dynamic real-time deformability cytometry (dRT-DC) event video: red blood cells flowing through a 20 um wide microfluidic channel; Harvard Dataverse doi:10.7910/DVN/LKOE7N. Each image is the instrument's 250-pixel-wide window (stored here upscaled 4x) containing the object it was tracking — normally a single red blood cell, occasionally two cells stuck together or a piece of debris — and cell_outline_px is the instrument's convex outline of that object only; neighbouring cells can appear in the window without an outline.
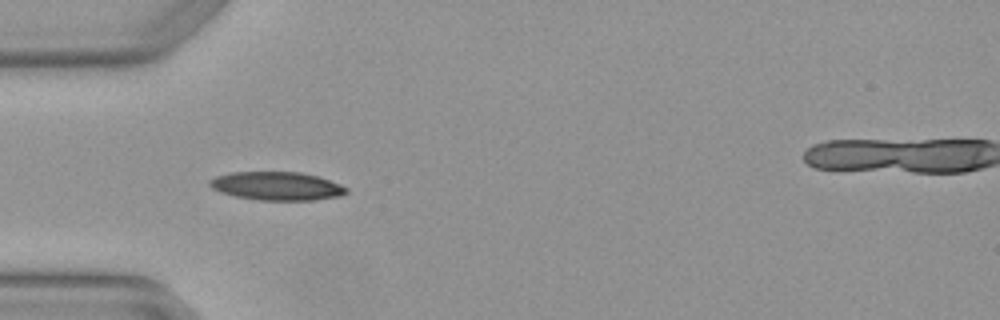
{"species": "Egyptian fruit bat (a non-hibernating species)", "species_latin": "Rousettus aegyptiacus", "temperature_condition": "warm", "stored_images_in_passage": 3, "camera_frame_rate_fps": 3000, "um_per_image_px": 0.085, "animal": {"sex": "female"}, "frame": {"image": 1, "passage_image": 1, "time_ms": 0.0, "image_size_px": [1000, 320], "cell_outline_px": [[348, 192], [340, 196], [316, 200], [260, 200], [236, 196], [220, 192], [212, 188], [208, 184], [208, 180], [216, 176], [232, 172], [300, 172], [316, 176], [340, 184], [348, 188]], "centroid_in_image_um": [23.52, 15.81], "position_along_channel_um": 61.5, "area_um2": 22.6}}
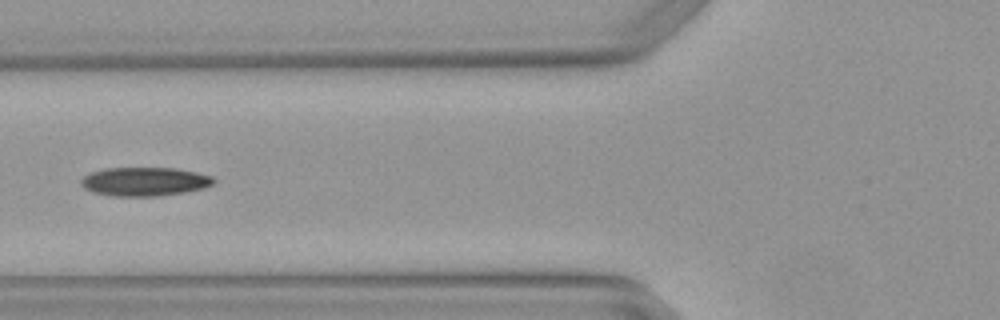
{"frame": {"image": 2, "passage_image": 2, "time_ms": 0.333, "image_size_px": [1000, 320], "cell_outline_px": [[216, 180], [212, 184], [204, 188], [184, 192], [160, 196], [108, 196], [92, 192], [84, 188], [80, 184], [80, 180], [84, 176], [92, 172], [104, 168], [176, 168], [196, 172], [212, 176]], "centroid_in_image_um": [12.27, 15.44], "position_along_channel_um": 113.5, "area_um2": 22.37}}
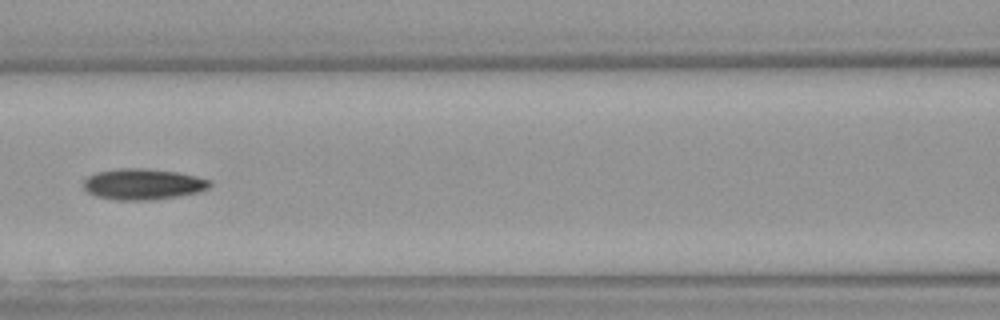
{"frame": {"image": 3, "passage_image": 3, "time_ms": 0.667, "image_size_px": [1000, 320], "cell_outline_px": [[212, 184], [208, 188], [200, 192], [176, 196], [148, 200], [116, 200], [96, 196], [88, 192], [84, 188], [84, 180], [88, 176], [96, 172], [120, 168], [144, 168], [176, 172], [196, 176], [212, 180]], "centroid_in_image_um": [12.16, 15.65], "position_along_channel_um": 154.4, "area_um2": 22.77}}